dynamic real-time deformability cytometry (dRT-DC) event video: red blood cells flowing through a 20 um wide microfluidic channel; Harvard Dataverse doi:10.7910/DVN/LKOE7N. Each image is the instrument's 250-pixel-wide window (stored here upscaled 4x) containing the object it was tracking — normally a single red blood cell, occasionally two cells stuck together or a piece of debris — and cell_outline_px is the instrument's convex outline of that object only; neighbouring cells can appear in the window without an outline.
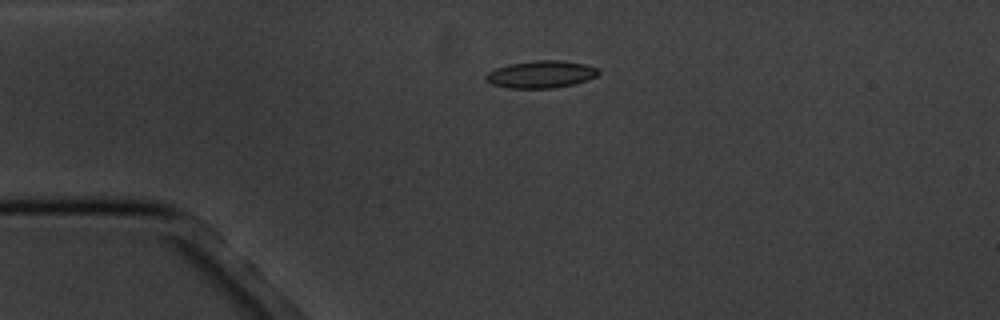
{"species": "common noctule bat (a hibernating species)", "species_latin": "Nyctalus noctula", "temperature_condition": "cold", "stored_images_in_passage": 5, "camera_frame_rate_fps": 3000, "um_per_image_px": 0.085, "animal": {"sex": "male", "body_mass_g": 20.1, "forearm_length_mm": 53.5}, "frame": {"image": 1, "passage_image": 3, "time_ms": 2.333, "image_size_px": [1000, 320], "cell_outline_px": [[600, 72], [596, 76], [588, 80], [576, 84], [552, 88], [508, 88], [492, 84], [484, 80], [484, 76], [488, 72], [496, 68], [508, 64], [532, 60], [560, 60], [584, 64], [596, 68]], "centroid_in_image_um": [45.96, 6.32], "position_along_channel_um": 39.0, "area_um2": 18.03}}
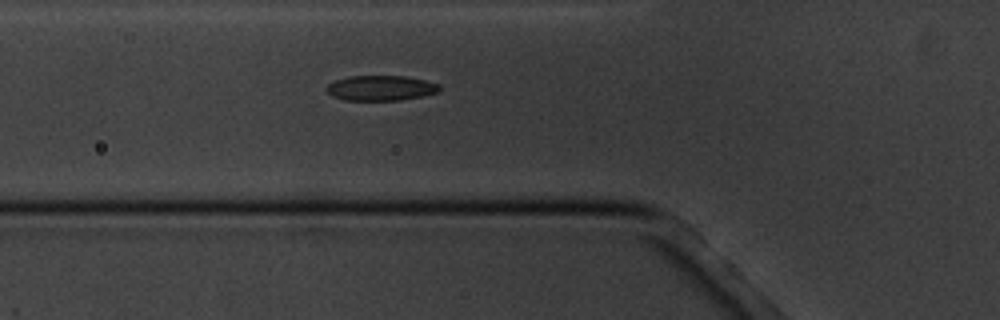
{"frame": {"image": 2, "passage_image": 5, "time_ms": 4.667, "image_size_px": [1000, 320], "cell_outline_px": [[440, 88], [436, 92], [420, 96], [400, 100], [344, 100], [332, 96], [324, 88], [328, 84], [336, 80], [348, 76], [404, 76], [424, 80], [440, 84]], "centroid_in_image_um": [32.32, 7.48], "position_along_channel_um": 93.5, "area_um2": 16.42}}